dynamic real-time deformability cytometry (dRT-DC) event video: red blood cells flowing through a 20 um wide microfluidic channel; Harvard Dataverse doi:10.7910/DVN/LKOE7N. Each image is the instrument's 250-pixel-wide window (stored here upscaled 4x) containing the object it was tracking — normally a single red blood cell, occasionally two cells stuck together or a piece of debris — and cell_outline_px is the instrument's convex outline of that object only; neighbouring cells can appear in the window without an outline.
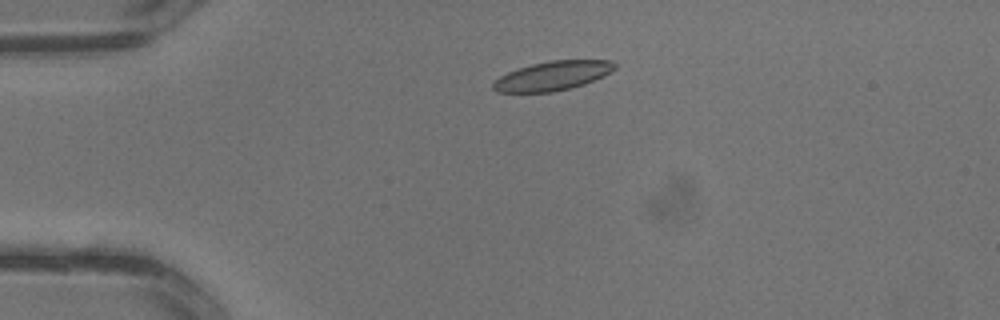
{"species": "common noctule bat (a hibernating species)", "species_latin": "Nyctalus noctula", "temperature_condition": "warm", "stored_images_in_passage": 3, "camera_frame_rate_fps": 3000, "um_per_image_px": 0.085, "animal": {"sex": "male", "body_mass_g": 13.3}, "frame": {"image": 1, "passage_image": 2, "time_ms": 0.333, "image_size_px": [1000, 320], "cell_outline_px": [[616, 68], [604, 76], [584, 84], [552, 92], [496, 92], [492, 88], [492, 84], [500, 76], [508, 72], [532, 64], [552, 60], [612, 60], [616, 64]], "centroid_in_image_um": [46.99, 6.44], "position_along_channel_um": 38.0, "area_um2": 20.52}}